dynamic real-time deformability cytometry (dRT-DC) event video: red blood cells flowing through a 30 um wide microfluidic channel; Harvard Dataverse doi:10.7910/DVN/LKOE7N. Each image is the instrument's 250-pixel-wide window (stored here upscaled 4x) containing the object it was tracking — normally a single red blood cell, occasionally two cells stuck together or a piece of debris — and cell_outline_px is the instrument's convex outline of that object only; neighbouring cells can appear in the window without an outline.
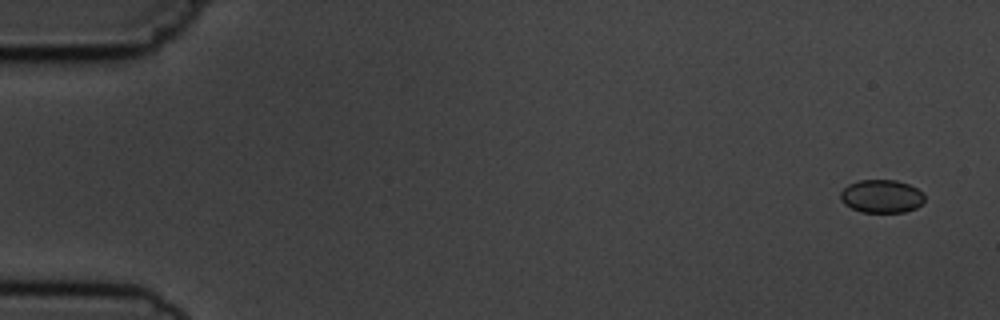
{"species": "common noctule bat (a hibernating species)", "species_latin": "Nyctalus noctula", "temperature_condition": "cold", "stored_images_in_passage": 5, "camera_frame_rate_fps": 3000, "um_per_image_px": 0.085, "animal": {"sex": "male", "body_mass_g": 19.5, "forearm_length_mm": 54.6}, "frame": {"image": 1, "passage_image": 1, "time_ms": 0.0, "image_size_px": [1000, 320], "cell_outline_px": [[924, 200], [916, 208], [904, 212], [860, 212], [844, 204], [840, 200], [840, 192], [848, 184], [860, 180], [896, 180], [908, 184], [916, 188], [924, 196]], "centroid_in_image_um": [74.89, 16.68], "position_along_channel_um": 10.1, "area_um2": 16.18}}
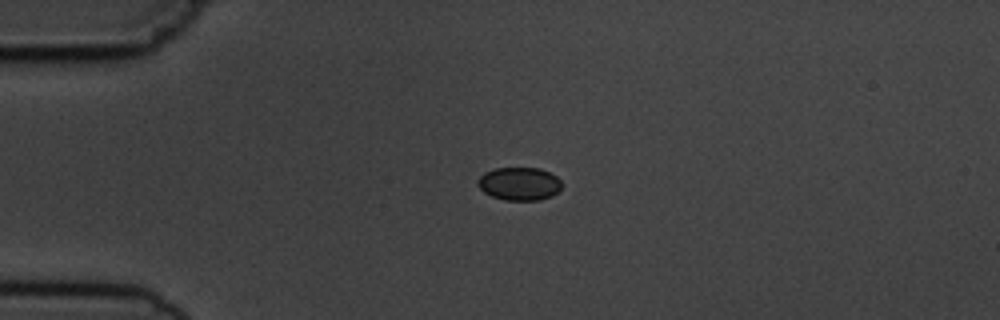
{"frame": {"image": 2, "passage_image": 4, "time_ms": 3.667, "image_size_px": [1000, 320], "cell_outline_px": [[560, 188], [552, 196], [540, 200], [504, 200], [492, 196], [484, 192], [476, 184], [476, 180], [484, 172], [496, 168], [540, 168], [556, 176], [560, 180]], "centroid_in_image_um": [44.11, 15.62], "position_along_channel_um": 40.9, "area_um2": 16.18}}